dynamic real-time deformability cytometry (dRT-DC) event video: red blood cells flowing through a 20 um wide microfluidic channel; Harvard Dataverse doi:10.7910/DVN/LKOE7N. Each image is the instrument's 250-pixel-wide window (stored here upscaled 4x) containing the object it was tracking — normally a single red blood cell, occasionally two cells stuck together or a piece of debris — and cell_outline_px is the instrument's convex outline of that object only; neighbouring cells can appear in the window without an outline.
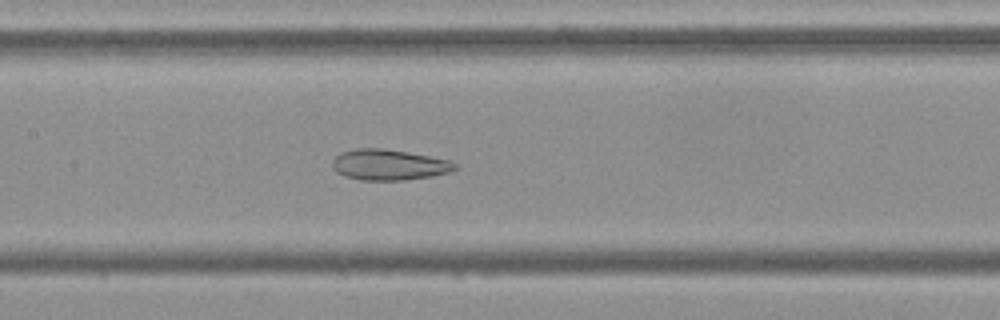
{"species": "Egyptian fruit bat (a non-hibernating species)", "species_latin": "Rousettus aegyptiacus", "temperature_condition": "cold", "stored_images_in_passage": 40, "camera_frame_rate_fps": 3000, "um_per_image_px": 0.085, "frame": {"image": 1, "passage_image": 12, "time_ms": 3.667, "image_size_px": [1000, 320], "cell_outline_px": [[460, 164], [456, 168], [448, 172], [432, 176], [400, 180], [360, 180], [344, 176], [336, 172], [332, 168], [332, 160], [340, 152], [356, 148], [384, 148], [452, 160]], "centroid_in_image_um": [33.05, 14.0], "position_along_channel_um": 174.4, "area_um2": 22.14}}
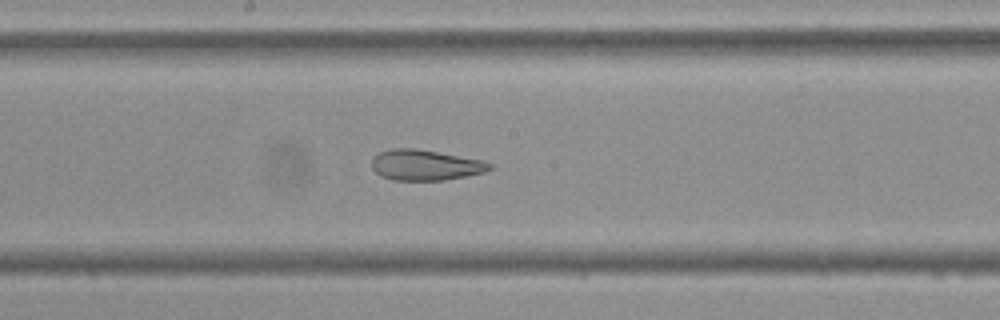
{"frame": {"image": 2, "passage_image": 15, "time_ms": 4.667, "image_size_px": [1000, 320], "cell_outline_px": [[492, 168], [484, 172], [468, 176], [444, 180], [392, 180], [380, 176], [372, 168], [372, 156], [380, 152], [392, 148], [416, 148], [484, 160], [492, 164]], "centroid_in_image_um": [36.15, 14.03], "position_along_channel_um": 212.1, "area_um2": 21.21}}
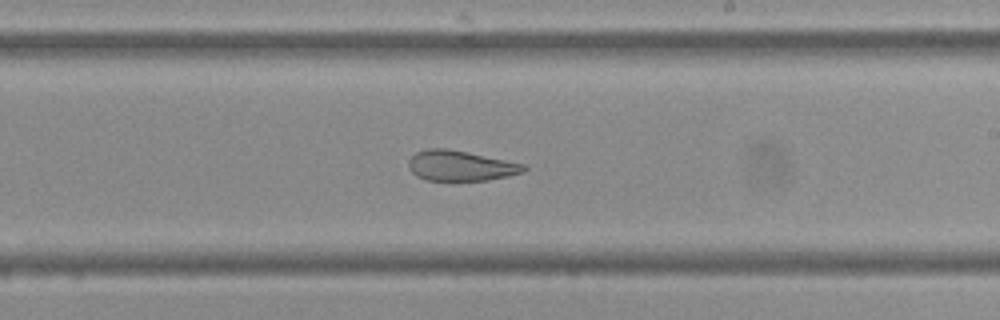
{"frame": {"image": 3, "passage_image": 18, "time_ms": 5.667, "image_size_px": [1000, 320], "cell_outline_px": [[528, 168], [524, 172], [508, 176], [488, 180], [428, 180], [416, 176], [408, 168], [408, 160], [416, 152], [428, 148], [448, 148], [528, 164]], "centroid_in_image_um": [39.18, 14.08], "position_along_channel_um": 249.8, "area_um2": 20.58}, "authors_computed_cell_mechanics": {"area_um2": 24.1604, "velocity_mm_per_s": 3.7845, "shape_relaxation_time_tau1_ms": null, "shape_relaxation_time_tau2_ms": 1.9642, "deformation_change_tau1": null, "deformation_change_tau2": 0.0992}}